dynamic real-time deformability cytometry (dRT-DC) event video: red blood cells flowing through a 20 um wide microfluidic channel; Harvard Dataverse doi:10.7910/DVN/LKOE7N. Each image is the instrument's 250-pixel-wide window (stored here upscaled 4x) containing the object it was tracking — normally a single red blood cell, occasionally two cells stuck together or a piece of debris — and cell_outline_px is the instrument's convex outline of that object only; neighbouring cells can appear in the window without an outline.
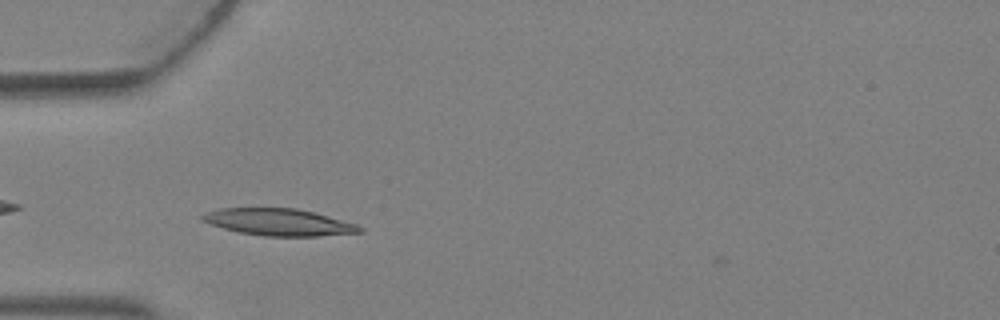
{"species": "Egyptian fruit bat (a non-hibernating species)", "species_latin": "Rousettus aegyptiacus", "temperature_condition": "warm", "stored_images_in_passage": 3, "camera_frame_rate_fps": 3000, "um_per_image_px": 0.085, "animal": {"sex": "female"}, "frame": {"image": 1, "passage_image": 3, "time_ms": 0.667, "image_size_px": [1000, 320], "cell_outline_px": [[364, 232], [320, 236], [264, 236], [240, 232], [224, 228], [200, 220], [200, 216], [204, 212], [220, 208], [296, 208], [328, 216], [356, 224], [364, 228]], "centroid_in_image_um": [23.69, 18.88], "position_along_channel_um": 61.3, "area_um2": 24.62}}